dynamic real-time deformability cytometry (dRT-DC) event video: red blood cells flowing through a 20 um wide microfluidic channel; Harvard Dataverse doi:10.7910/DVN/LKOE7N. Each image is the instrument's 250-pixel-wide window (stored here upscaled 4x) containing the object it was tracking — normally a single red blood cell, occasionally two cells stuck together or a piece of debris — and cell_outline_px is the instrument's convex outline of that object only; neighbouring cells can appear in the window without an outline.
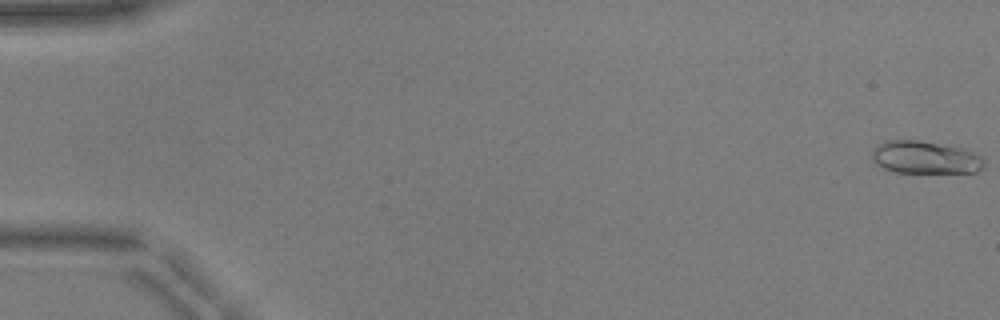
{"species": "common noctule bat (a hibernating species)", "species_latin": "Nyctalus noctula", "temperature_condition": "warm", "stored_images_in_passage": 52, "camera_frame_rate_fps": 3000, "um_per_image_px": 0.085, "animal": {"sex": "male", "body_mass_g": 17.9, "forearm_length_mm": 54.2}, "frame": {"image": 1, "passage_image": 1, "time_ms": 0.0, "image_size_px": [1000, 320], "cell_outline_px": [[984, 168], [976, 172], [892, 172], [876, 164], [872, 160], [872, 152], [880, 144], [888, 140], [920, 140], [960, 148], [972, 152], [980, 156], [984, 160]], "centroid_in_image_um": [78.63, 13.39], "position_along_channel_um": 6.4, "area_um2": 21.1}}
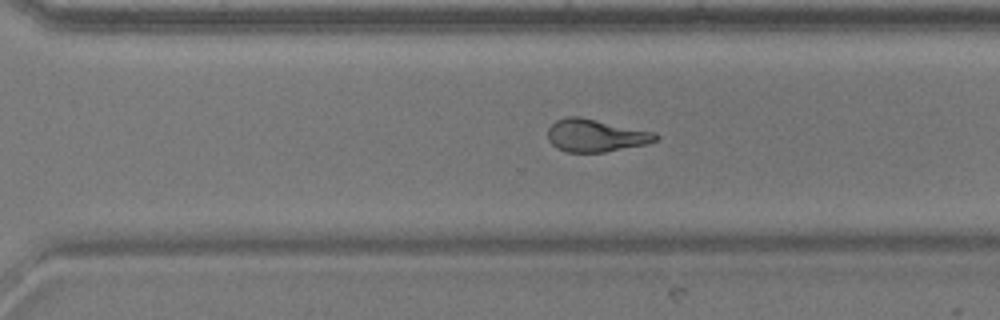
{"frame": {"image": 2, "passage_image": 37, "time_ms": 12.0, "image_size_px": [1000, 320], "cell_outline_px": [[660, 136], [656, 140], [644, 144], [604, 152], [568, 152], [556, 148], [548, 140], [548, 128], [556, 120], [568, 116], [580, 116], [656, 132]], "centroid_in_image_um": [50.62, 11.5], "position_along_channel_um": 320.0, "area_um2": 20.52}}
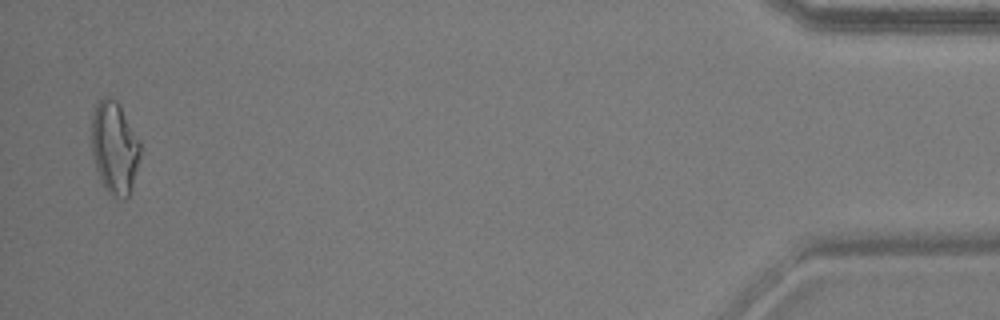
{"frame": {"image": 3, "passage_image": 51, "time_ms": 16.667, "image_size_px": [1000, 320], "cell_outline_px": [[140, 156], [132, 184], [128, 196], [116, 196], [108, 192], [104, 188], [96, 168], [92, 156], [92, 116], [96, 104], [104, 96], [108, 96], [116, 100], [140, 140]], "centroid_in_image_um": [9.72, 12.51], "position_along_channel_um": 425.5, "area_um2": 25.78}, "authors_computed_cell_mechanics": {"area_um2": 20.8947, "velocity_mm_per_s": 3.9637, "shape_relaxation_time_tau1_ms": 7.3691, "shape_relaxation_time_tau2_ms": 1.7635, "deformation_change_tau1": 0.2321, "deformation_change_tau2": 0.0892}}